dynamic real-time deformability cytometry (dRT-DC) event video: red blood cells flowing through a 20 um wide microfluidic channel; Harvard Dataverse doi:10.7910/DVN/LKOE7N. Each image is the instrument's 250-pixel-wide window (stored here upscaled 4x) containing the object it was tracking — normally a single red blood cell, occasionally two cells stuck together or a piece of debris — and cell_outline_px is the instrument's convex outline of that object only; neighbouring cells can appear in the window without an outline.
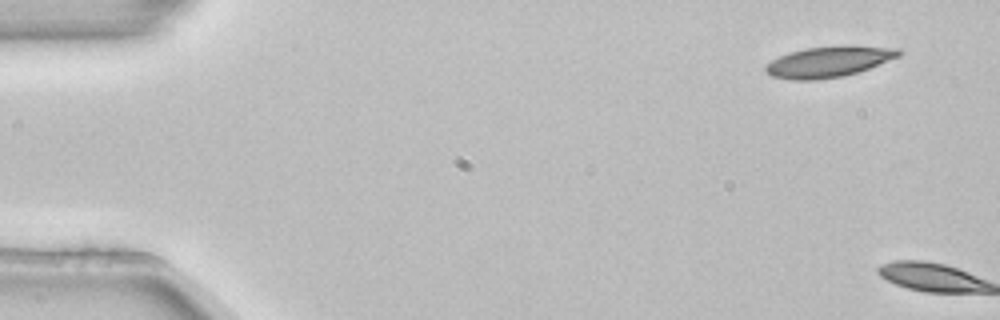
{"species": "common noctule bat (a hibernating species)", "species_latin": "Nyctalus noctula", "temperature_condition": "room temperature", "stored_images_in_passage": 3, "segment_of_instrument_passage": [2, 2], "camera_frame_rate_fps": 3000, "um_per_image_px": 0.085, "animal": {"sex": "female", "body_mass_g": 22.7, "forearm_length_mm": 54.2}, "frame": {"image": 1, "passage_image": 3, "time_ms": 0.667, "image_size_px": [1000, 320], "cell_outline_px": [[900, 56], [868, 68], [844, 76], [816, 80], [792, 80], [772, 76], [764, 68], [772, 60], [780, 56], [804, 48], [840, 44], [900, 48]], "centroid_in_image_um": [70.47, 5.22], "position_along_channel_um": 14.5, "area_um2": 23.93}}